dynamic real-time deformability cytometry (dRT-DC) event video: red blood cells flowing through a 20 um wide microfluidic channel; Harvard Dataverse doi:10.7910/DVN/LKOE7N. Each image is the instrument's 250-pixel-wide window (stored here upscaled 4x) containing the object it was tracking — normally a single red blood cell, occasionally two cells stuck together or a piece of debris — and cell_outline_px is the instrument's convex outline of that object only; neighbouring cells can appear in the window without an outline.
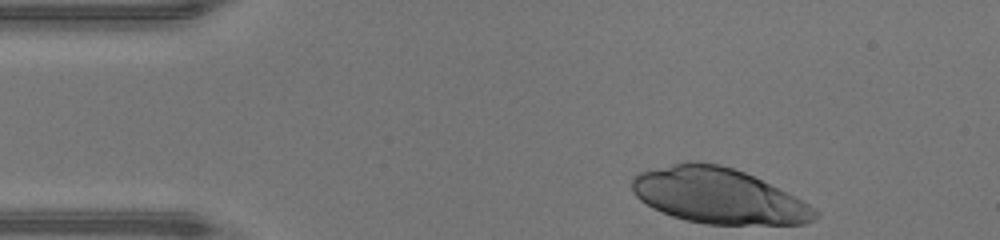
{"species": "human", "species_latin": "Homo sapiens", "temperature_condition": "warm", "stored_images_in_passage": 32, "camera_frame_rate_fps": 3000, "um_per_image_px": 0.085, "donor": {"sex": "male"}, "frame": {"image": 1, "passage_image": 1, "time_ms": 0.0, "image_size_px": [1000, 240], "cell_outline_px": [[820, 216], [804, 224], [704, 224], [684, 220], [672, 216], [652, 208], [640, 200], [636, 196], [632, 188], [632, 180], [640, 172], [688, 160], [692, 160], [720, 164], [744, 172], [804, 200], [820, 212]], "centroid_in_image_um": [61.08, 16.65], "position_along_channel_um": 23.9, "area_um2": 59.13}}